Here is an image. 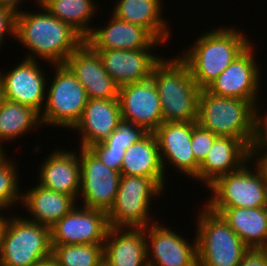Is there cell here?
I'll use <instances>...</instances> for the list:
<instances>
[{
  "label": "cell",
  "mask_w": 267,
  "mask_h": 266,
  "mask_svg": "<svg viewBox=\"0 0 267 266\" xmlns=\"http://www.w3.org/2000/svg\"><path fill=\"white\" fill-rule=\"evenodd\" d=\"M36 11L16 14L15 40L29 49L23 58L45 60L49 65L64 64L84 38L69 24L50 14L42 5ZM41 11V12H40ZM37 55V56H36ZM38 57V58H37Z\"/></svg>",
  "instance_id": "obj_1"
},
{
  "label": "cell",
  "mask_w": 267,
  "mask_h": 266,
  "mask_svg": "<svg viewBox=\"0 0 267 266\" xmlns=\"http://www.w3.org/2000/svg\"><path fill=\"white\" fill-rule=\"evenodd\" d=\"M196 41V42H195ZM248 35L227 26L212 28L194 40L178 57L200 89H206L252 43Z\"/></svg>",
  "instance_id": "obj_2"
},
{
  "label": "cell",
  "mask_w": 267,
  "mask_h": 266,
  "mask_svg": "<svg viewBox=\"0 0 267 266\" xmlns=\"http://www.w3.org/2000/svg\"><path fill=\"white\" fill-rule=\"evenodd\" d=\"M151 79L160 98L163 122H197L201 89L178 55L175 59L162 58L154 66Z\"/></svg>",
  "instance_id": "obj_3"
},
{
  "label": "cell",
  "mask_w": 267,
  "mask_h": 266,
  "mask_svg": "<svg viewBox=\"0 0 267 266\" xmlns=\"http://www.w3.org/2000/svg\"><path fill=\"white\" fill-rule=\"evenodd\" d=\"M257 109L251 101L220 97L201 89L197 123L217 136L234 137L251 147Z\"/></svg>",
  "instance_id": "obj_4"
},
{
  "label": "cell",
  "mask_w": 267,
  "mask_h": 266,
  "mask_svg": "<svg viewBox=\"0 0 267 266\" xmlns=\"http://www.w3.org/2000/svg\"><path fill=\"white\" fill-rule=\"evenodd\" d=\"M196 221L198 266H238L250 250L219 214L205 205Z\"/></svg>",
  "instance_id": "obj_5"
},
{
  "label": "cell",
  "mask_w": 267,
  "mask_h": 266,
  "mask_svg": "<svg viewBox=\"0 0 267 266\" xmlns=\"http://www.w3.org/2000/svg\"><path fill=\"white\" fill-rule=\"evenodd\" d=\"M50 228L11 216L0 244V266H36L51 257Z\"/></svg>",
  "instance_id": "obj_6"
},
{
  "label": "cell",
  "mask_w": 267,
  "mask_h": 266,
  "mask_svg": "<svg viewBox=\"0 0 267 266\" xmlns=\"http://www.w3.org/2000/svg\"><path fill=\"white\" fill-rule=\"evenodd\" d=\"M54 77L46 89L40 115L42 126L73 129L80 120L88 98L83 85L65 64H53Z\"/></svg>",
  "instance_id": "obj_7"
},
{
  "label": "cell",
  "mask_w": 267,
  "mask_h": 266,
  "mask_svg": "<svg viewBox=\"0 0 267 266\" xmlns=\"http://www.w3.org/2000/svg\"><path fill=\"white\" fill-rule=\"evenodd\" d=\"M162 193L151 178L121 175L114 204L107 212L109 226L147 227L155 223L158 220L151 219L150 204Z\"/></svg>",
  "instance_id": "obj_8"
},
{
  "label": "cell",
  "mask_w": 267,
  "mask_h": 266,
  "mask_svg": "<svg viewBox=\"0 0 267 266\" xmlns=\"http://www.w3.org/2000/svg\"><path fill=\"white\" fill-rule=\"evenodd\" d=\"M253 166L246 162L240 169L217 178L206 188L212 195L203 204L207 208L267 207V186Z\"/></svg>",
  "instance_id": "obj_9"
},
{
  "label": "cell",
  "mask_w": 267,
  "mask_h": 266,
  "mask_svg": "<svg viewBox=\"0 0 267 266\" xmlns=\"http://www.w3.org/2000/svg\"><path fill=\"white\" fill-rule=\"evenodd\" d=\"M79 149L81 176L78 199L83 202L80 206L108 212L114 204L121 174L108 168L89 148Z\"/></svg>",
  "instance_id": "obj_10"
},
{
  "label": "cell",
  "mask_w": 267,
  "mask_h": 266,
  "mask_svg": "<svg viewBox=\"0 0 267 266\" xmlns=\"http://www.w3.org/2000/svg\"><path fill=\"white\" fill-rule=\"evenodd\" d=\"M253 44L254 41L206 88L208 92L220 97L251 101L257 108L260 106L259 91L263 80L260 79L262 73Z\"/></svg>",
  "instance_id": "obj_11"
},
{
  "label": "cell",
  "mask_w": 267,
  "mask_h": 266,
  "mask_svg": "<svg viewBox=\"0 0 267 266\" xmlns=\"http://www.w3.org/2000/svg\"><path fill=\"white\" fill-rule=\"evenodd\" d=\"M78 206L50 227L51 246L104 244L110 228L107 212Z\"/></svg>",
  "instance_id": "obj_12"
},
{
  "label": "cell",
  "mask_w": 267,
  "mask_h": 266,
  "mask_svg": "<svg viewBox=\"0 0 267 266\" xmlns=\"http://www.w3.org/2000/svg\"><path fill=\"white\" fill-rule=\"evenodd\" d=\"M166 227L159 221L145 227L148 266H198L196 235L188 242Z\"/></svg>",
  "instance_id": "obj_13"
},
{
  "label": "cell",
  "mask_w": 267,
  "mask_h": 266,
  "mask_svg": "<svg viewBox=\"0 0 267 266\" xmlns=\"http://www.w3.org/2000/svg\"><path fill=\"white\" fill-rule=\"evenodd\" d=\"M39 61L23 59L21 63L1 73L3 98L32 107L40 115L46 100L47 78Z\"/></svg>",
  "instance_id": "obj_14"
},
{
  "label": "cell",
  "mask_w": 267,
  "mask_h": 266,
  "mask_svg": "<svg viewBox=\"0 0 267 266\" xmlns=\"http://www.w3.org/2000/svg\"><path fill=\"white\" fill-rule=\"evenodd\" d=\"M197 122H163L153 133L156 137L164 173L167 165L188 178L198 174L199 164L191 149L192 130Z\"/></svg>",
  "instance_id": "obj_15"
},
{
  "label": "cell",
  "mask_w": 267,
  "mask_h": 266,
  "mask_svg": "<svg viewBox=\"0 0 267 266\" xmlns=\"http://www.w3.org/2000/svg\"><path fill=\"white\" fill-rule=\"evenodd\" d=\"M121 119L154 132L162 123L160 98L153 80L130 83L119 87Z\"/></svg>",
  "instance_id": "obj_16"
},
{
  "label": "cell",
  "mask_w": 267,
  "mask_h": 266,
  "mask_svg": "<svg viewBox=\"0 0 267 266\" xmlns=\"http://www.w3.org/2000/svg\"><path fill=\"white\" fill-rule=\"evenodd\" d=\"M64 64L83 85L88 99L118 98L119 86L106 72L99 54L85 41Z\"/></svg>",
  "instance_id": "obj_17"
},
{
  "label": "cell",
  "mask_w": 267,
  "mask_h": 266,
  "mask_svg": "<svg viewBox=\"0 0 267 266\" xmlns=\"http://www.w3.org/2000/svg\"><path fill=\"white\" fill-rule=\"evenodd\" d=\"M106 26L92 29L84 41L93 50L156 49L162 44L142 26L121 21L113 14ZM157 45V46H156Z\"/></svg>",
  "instance_id": "obj_18"
},
{
  "label": "cell",
  "mask_w": 267,
  "mask_h": 266,
  "mask_svg": "<svg viewBox=\"0 0 267 266\" xmlns=\"http://www.w3.org/2000/svg\"><path fill=\"white\" fill-rule=\"evenodd\" d=\"M151 50L153 49L94 51L101 57L106 72L121 87L151 78L154 66L162 59Z\"/></svg>",
  "instance_id": "obj_19"
},
{
  "label": "cell",
  "mask_w": 267,
  "mask_h": 266,
  "mask_svg": "<svg viewBox=\"0 0 267 266\" xmlns=\"http://www.w3.org/2000/svg\"><path fill=\"white\" fill-rule=\"evenodd\" d=\"M246 162L251 163L250 147L243 140L218 136L194 178L208 187L217 178L240 169Z\"/></svg>",
  "instance_id": "obj_20"
},
{
  "label": "cell",
  "mask_w": 267,
  "mask_h": 266,
  "mask_svg": "<svg viewBox=\"0 0 267 266\" xmlns=\"http://www.w3.org/2000/svg\"><path fill=\"white\" fill-rule=\"evenodd\" d=\"M120 120L118 98L88 99L80 120L72 129L80 134L79 147L88 148L103 142L118 127Z\"/></svg>",
  "instance_id": "obj_21"
},
{
  "label": "cell",
  "mask_w": 267,
  "mask_h": 266,
  "mask_svg": "<svg viewBox=\"0 0 267 266\" xmlns=\"http://www.w3.org/2000/svg\"><path fill=\"white\" fill-rule=\"evenodd\" d=\"M75 150L59 148L48 154L39 165L38 184L50 190L67 194L76 201L80 193L81 166Z\"/></svg>",
  "instance_id": "obj_22"
},
{
  "label": "cell",
  "mask_w": 267,
  "mask_h": 266,
  "mask_svg": "<svg viewBox=\"0 0 267 266\" xmlns=\"http://www.w3.org/2000/svg\"><path fill=\"white\" fill-rule=\"evenodd\" d=\"M103 262L107 266H148L145 227H110Z\"/></svg>",
  "instance_id": "obj_23"
},
{
  "label": "cell",
  "mask_w": 267,
  "mask_h": 266,
  "mask_svg": "<svg viewBox=\"0 0 267 266\" xmlns=\"http://www.w3.org/2000/svg\"><path fill=\"white\" fill-rule=\"evenodd\" d=\"M23 191L20 206H24L31 216L25 219L49 228L78 204L76 203L78 201L73 197L50 190L39 184Z\"/></svg>",
  "instance_id": "obj_24"
},
{
  "label": "cell",
  "mask_w": 267,
  "mask_h": 266,
  "mask_svg": "<svg viewBox=\"0 0 267 266\" xmlns=\"http://www.w3.org/2000/svg\"><path fill=\"white\" fill-rule=\"evenodd\" d=\"M208 209L222 216L249 249H267V207Z\"/></svg>",
  "instance_id": "obj_25"
},
{
  "label": "cell",
  "mask_w": 267,
  "mask_h": 266,
  "mask_svg": "<svg viewBox=\"0 0 267 266\" xmlns=\"http://www.w3.org/2000/svg\"><path fill=\"white\" fill-rule=\"evenodd\" d=\"M120 174L151 178L163 191L166 190V175L153 132L125 151Z\"/></svg>",
  "instance_id": "obj_26"
},
{
  "label": "cell",
  "mask_w": 267,
  "mask_h": 266,
  "mask_svg": "<svg viewBox=\"0 0 267 266\" xmlns=\"http://www.w3.org/2000/svg\"><path fill=\"white\" fill-rule=\"evenodd\" d=\"M163 0H117L112 14L121 21L147 29L158 41L168 42L169 21L164 20Z\"/></svg>",
  "instance_id": "obj_27"
},
{
  "label": "cell",
  "mask_w": 267,
  "mask_h": 266,
  "mask_svg": "<svg viewBox=\"0 0 267 266\" xmlns=\"http://www.w3.org/2000/svg\"><path fill=\"white\" fill-rule=\"evenodd\" d=\"M42 127L40 114L32 107L3 99L0 104V145Z\"/></svg>",
  "instance_id": "obj_28"
},
{
  "label": "cell",
  "mask_w": 267,
  "mask_h": 266,
  "mask_svg": "<svg viewBox=\"0 0 267 266\" xmlns=\"http://www.w3.org/2000/svg\"><path fill=\"white\" fill-rule=\"evenodd\" d=\"M50 14L69 24L84 39L91 33L97 4L93 0H45L41 4Z\"/></svg>",
  "instance_id": "obj_29"
},
{
  "label": "cell",
  "mask_w": 267,
  "mask_h": 266,
  "mask_svg": "<svg viewBox=\"0 0 267 266\" xmlns=\"http://www.w3.org/2000/svg\"><path fill=\"white\" fill-rule=\"evenodd\" d=\"M51 256L60 266H99L103 262V244L54 245Z\"/></svg>",
  "instance_id": "obj_30"
},
{
  "label": "cell",
  "mask_w": 267,
  "mask_h": 266,
  "mask_svg": "<svg viewBox=\"0 0 267 266\" xmlns=\"http://www.w3.org/2000/svg\"><path fill=\"white\" fill-rule=\"evenodd\" d=\"M10 157H4L0 161V208L7 209L18 207L16 204L18 202L21 205L22 202V192L19 188V176L14 159L9 160Z\"/></svg>",
  "instance_id": "obj_31"
},
{
  "label": "cell",
  "mask_w": 267,
  "mask_h": 266,
  "mask_svg": "<svg viewBox=\"0 0 267 266\" xmlns=\"http://www.w3.org/2000/svg\"><path fill=\"white\" fill-rule=\"evenodd\" d=\"M149 132L141 126L121 119L118 127L103 141L107 147L126 148L143 139Z\"/></svg>",
  "instance_id": "obj_32"
},
{
  "label": "cell",
  "mask_w": 267,
  "mask_h": 266,
  "mask_svg": "<svg viewBox=\"0 0 267 266\" xmlns=\"http://www.w3.org/2000/svg\"><path fill=\"white\" fill-rule=\"evenodd\" d=\"M218 136L197 124L192 130L191 149L196 162L201 165Z\"/></svg>",
  "instance_id": "obj_33"
},
{
  "label": "cell",
  "mask_w": 267,
  "mask_h": 266,
  "mask_svg": "<svg viewBox=\"0 0 267 266\" xmlns=\"http://www.w3.org/2000/svg\"><path fill=\"white\" fill-rule=\"evenodd\" d=\"M108 168L121 172L122 161L126 148L107 147L99 142L88 147Z\"/></svg>",
  "instance_id": "obj_34"
},
{
  "label": "cell",
  "mask_w": 267,
  "mask_h": 266,
  "mask_svg": "<svg viewBox=\"0 0 267 266\" xmlns=\"http://www.w3.org/2000/svg\"><path fill=\"white\" fill-rule=\"evenodd\" d=\"M260 108L261 106L256 111L255 135L250 147V154H267V112L265 115L261 114Z\"/></svg>",
  "instance_id": "obj_35"
},
{
  "label": "cell",
  "mask_w": 267,
  "mask_h": 266,
  "mask_svg": "<svg viewBox=\"0 0 267 266\" xmlns=\"http://www.w3.org/2000/svg\"><path fill=\"white\" fill-rule=\"evenodd\" d=\"M15 28L16 14L12 10L0 6V50L4 44L5 36L15 37Z\"/></svg>",
  "instance_id": "obj_36"
},
{
  "label": "cell",
  "mask_w": 267,
  "mask_h": 266,
  "mask_svg": "<svg viewBox=\"0 0 267 266\" xmlns=\"http://www.w3.org/2000/svg\"><path fill=\"white\" fill-rule=\"evenodd\" d=\"M238 266H267V249H250Z\"/></svg>",
  "instance_id": "obj_37"
},
{
  "label": "cell",
  "mask_w": 267,
  "mask_h": 266,
  "mask_svg": "<svg viewBox=\"0 0 267 266\" xmlns=\"http://www.w3.org/2000/svg\"><path fill=\"white\" fill-rule=\"evenodd\" d=\"M250 161H254V166L260 171L267 186V154H250Z\"/></svg>",
  "instance_id": "obj_38"
},
{
  "label": "cell",
  "mask_w": 267,
  "mask_h": 266,
  "mask_svg": "<svg viewBox=\"0 0 267 266\" xmlns=\"http://www.w3.org/2000/svg\"><path fill=\"white\" fill-rule=\"evenodd\" d=\"M22 1L24 2V0H0V6L6 7L8 9L12 10L15 14H18V13L23 11L22 8H19L21 3L23 4ZM35 2L37 3L38 7L41 5L38 0H35ZM19 9H21V10H19Z\"/></svg>",
  "instance_id": "obj_39"
},
{
  "label": "cell",
  "mask_w": 267,
  "mask_h": 266,
  "mask_svg": "<svg viewBox=\"0 0 267 266\" xmlns=\"http://www.w3.org/2000/svg\"><path fill=\"white\" fill-rule=\"evenodd\" d=\"M3 211L5 212V209L0 208V244H1V240H2V236H3V231H4V228H5V225L7 223L8 218H9L8 216L5 217L4 213H2Z\"/></svg>",
  "instance_id": "obj_40"
},
{
  "label": "cell",
  "mask_w": 267,
  "mask_h": 266,
  "mask_svg": "<svg viewBox=\"0 0 267 266\" xmlns=\"http://www.w3.org/2000/svg\"><path fill=\"white\" fill-rule=\"evenodd\" d=\"M36 266H60V265L51 256L47 259L42 260Z\"/></svg>",
  "instance_id": "obj_41"
},
{
  "label": "cell",
  "mask_w": 267,
  "mask_h": 266,
  "mask_svg": "<svg viewBox=\"0 0 267 266\" xmlns=\"http://www.w3.org/2000/svg\"><path fill=\"white\" fill-rule=\"evenodd\" d=\"M5 156H7V153H6V151L4 150V145H3V146L0 145V161H1Z\"/></svg>",
  "instance_id": "obj_42"
},
{
  "label": "cell",
  "mask_w": 267,
  "mask_h": 266,
  "mask_svg": "<svg viewBox=\"0 0 267 266\" xmlns=\"http://www.w3.org/2000/svg\"><path fill=\"white\" fill-rule=\"evenodd\" d=\"M3 99H4L3 98V90H2L1 80H0V104H1V102H2Z\"/></svg>",
  "instance_id": "obj_43"
},
{
  "label": "cell",
  "mask_w": 267,
  "mask_h": 266,
  "mask_svg": "<svg viewBox=\"0 0 267 266\" xmlns=\"http://www.w3.org/2000/svg\"><path fill=\"white\" fill-rule=\"evenodd\" d=\"M99 266H107L104 262H102Z\"/></svg>",
  "instance_id": "obj_44"
},
{
  "label": "cell",
  "mask_w": 267,
  "mask_h": 266,
  "mask_svg": "<svg viewBox=\"0 0 267 266\" xmlns=\"http://www.w3.org/2000/svg\"><path fill=\"white\" fill-rule=\"evenodd\" d=\"M40 4H42L45 0H38Z\"/></svg>",
  "instance_id": "obj_45"
}]
</instances>
